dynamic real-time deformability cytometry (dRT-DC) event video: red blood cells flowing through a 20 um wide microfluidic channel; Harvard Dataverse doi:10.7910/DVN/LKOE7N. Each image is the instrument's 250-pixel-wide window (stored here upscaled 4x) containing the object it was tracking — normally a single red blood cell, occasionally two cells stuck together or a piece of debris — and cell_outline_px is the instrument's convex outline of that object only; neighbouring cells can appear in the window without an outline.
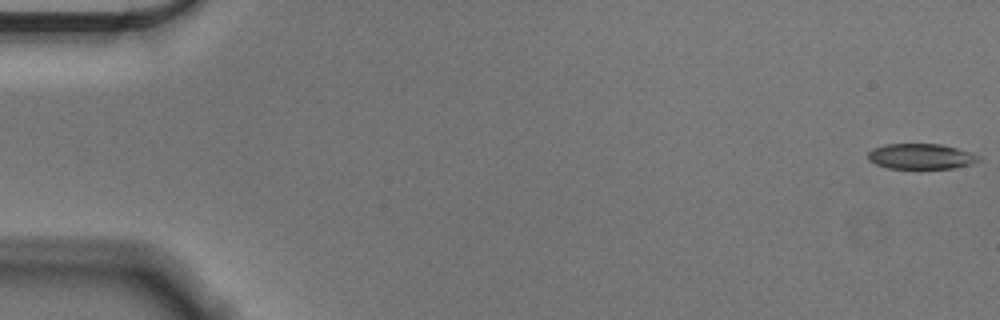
{"species": "Egyptian fruit bat (a non-hibernating species)", "species_latin": "Rousettus aegyptiacus", "temperature_condition": "cold", "stored_images_in_passage": 56, "camera_frame_rate_fps": 3000, "um_per_image_px": 0.085, "animal": {"sex": "male"}, "frame": {"image": 1, "passage_image": 1, "time_ms": 0.0, "image_size_px": [1000, 320], "cell_outline_px": [[980, 160], [972, 164], [952, 168], [888, 168], [876, 164], [868, 160], [868, 152], [872, 148], [884, 144], [940, 144], [972, 152], [980, 156]], "centroid_in_image_um": [78.27, 13.29], "position_along_channel_um": 6.7, "area_um2": 16.42}}
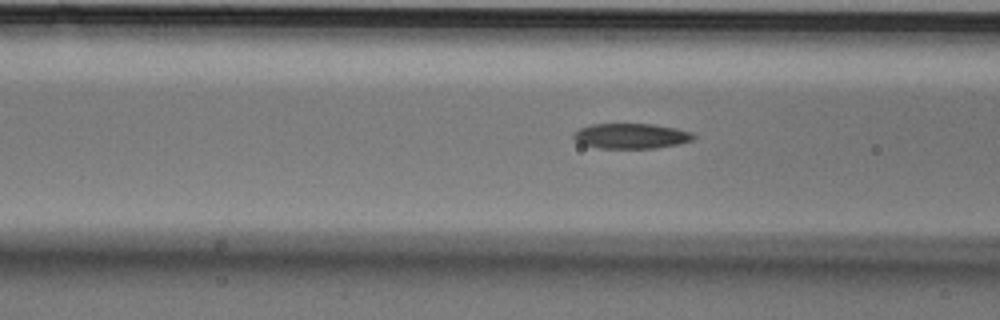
{"frame": {"image": 2, "passage_image": 22, "time_ms": 7.0, "image_size_px": [1000, 320], "cell_outline_px": [[696, 136], [692, 140], [680, 144], [656, 148], [600, 148], [584, 144], [576, 140], [572, 136], [572, 132], [580, 128], [592, 124], [652, 124], [676, 128], [692, 132]], "centroid_in_image_um": [53.66, 11.55], "position_along_channel_um": 112.9, "area_um2": 17.63}}
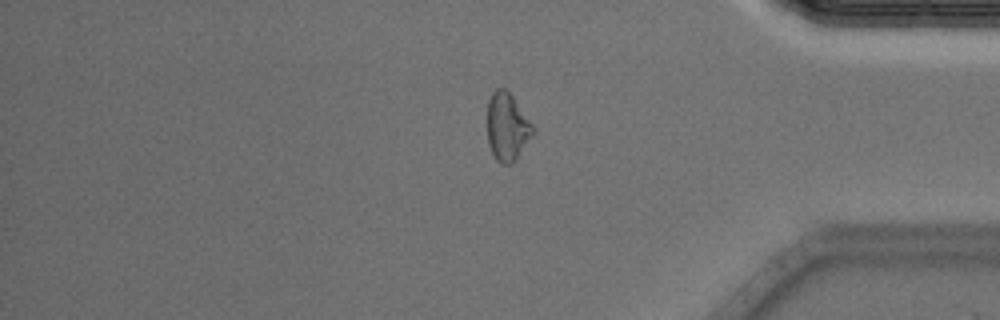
{"frame": {"image": 3, "passage_image": 47, "time_ms": 15.333, "image_size_px": [1000, 320], "cell_outline_px": [[536, 132], [512, 164], [500, 164], [496, 160], [488, 144], [488, 100], [492, 92], [496, 88], [508, 88], [536, 128]], "centroid_in_image_um": [43.14, 10.76], "position_along_channel_um": 392.1, "area_um2": 18.5}, "authors_computed_cell_mechanics": {"area_um2": 18.0336, "velocity_mm_per_s": 3.5955, "shape_relaxation_time_tau1_ms": null, "shape_relaxation_time_tau2_ms": 5.938, "deformation_change_tau1": null, "deformation_change_tau2": 0.1411}}